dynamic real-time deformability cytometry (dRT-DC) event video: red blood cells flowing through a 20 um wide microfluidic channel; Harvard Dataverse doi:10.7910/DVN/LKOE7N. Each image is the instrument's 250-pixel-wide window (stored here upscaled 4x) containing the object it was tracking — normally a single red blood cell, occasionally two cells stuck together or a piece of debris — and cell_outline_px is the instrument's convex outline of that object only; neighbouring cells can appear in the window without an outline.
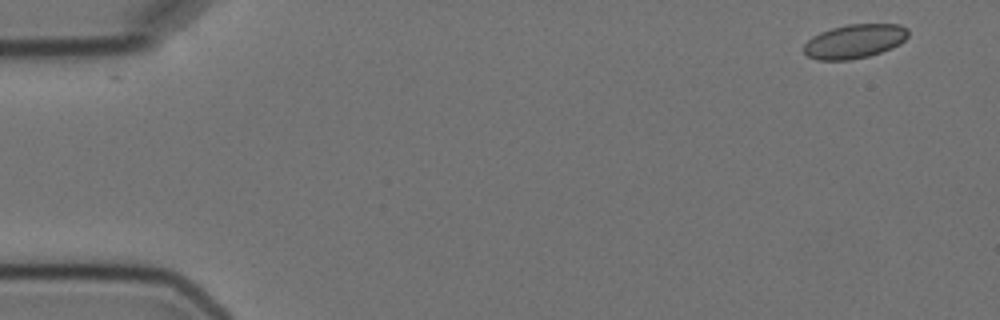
{"species": "Egyptian fruit bat (a non-hibernating species)", "species_latin": "Rousettus aegyptiacus", "temperature_condition": "cold", "stored_images_in_passage": 6, "camera_frame_rate_fps": 3000, "um_per_image_px": 0.085, "animal": {"sex": "female"}, "frame": {"image": 1, "passage_image": 1, "time_ms": 0.0, "image_size_px": [1000, 320], "cell_outline_px": [[908, 36], [900, 44], [892, 48], [868, 56], [852, 60], [816, 60], [808, 56], [804, 52], [804, 44], [812, 36], [820, 32], [832, 28], [848, 24], [900, 24], [908, 28]], "centroid_in_image_um": [72.64, 3.51], "position_along_channel_um": 12.4, "area_um2": 20.81}}
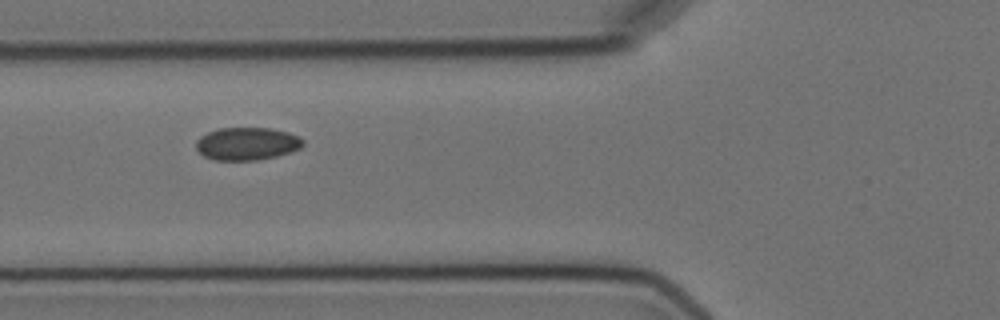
{"frame": {"image": 2, "passage_image": 5, "time_ms": 6.0, "image_size_px": [1000, 320], "cell_outline_px": [[304, 144], [300, 148], [292, 152], [260, 160], [216, 160], [204, 156], [196, 148], [196, 140], [200, 136], [208, 132], [220, 128], [268, 128], [288, 132], [300, 136], [304, 140]], "centroid_in_image_um": [21.02, 12.22], "position_along_channel_um": 104.8, "area_um2": 20.52}}
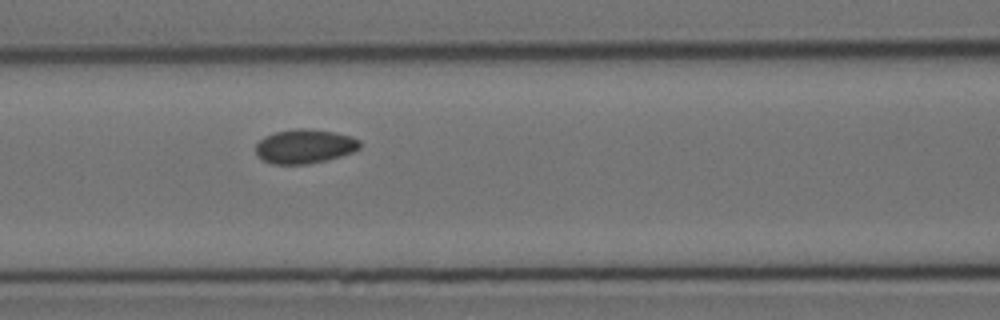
{"frame": {"image": 3, "passage_image": 6, "time_ms": 7.0, "image_size_px": [1000, 320], "cell_outline_px": [[360, 148], [352, 152], [340, 156], [308, 164], [272, 164], [256, 156], [256, 144], [264, 136], [276, 132], [296, 128], [304, 128], [336, 132], [352, 136], [360, 140]], "centroid_in_image_um": [25.89, 12.43], "position_along_channel_um": 140.7, "area_um2": 20.75}}